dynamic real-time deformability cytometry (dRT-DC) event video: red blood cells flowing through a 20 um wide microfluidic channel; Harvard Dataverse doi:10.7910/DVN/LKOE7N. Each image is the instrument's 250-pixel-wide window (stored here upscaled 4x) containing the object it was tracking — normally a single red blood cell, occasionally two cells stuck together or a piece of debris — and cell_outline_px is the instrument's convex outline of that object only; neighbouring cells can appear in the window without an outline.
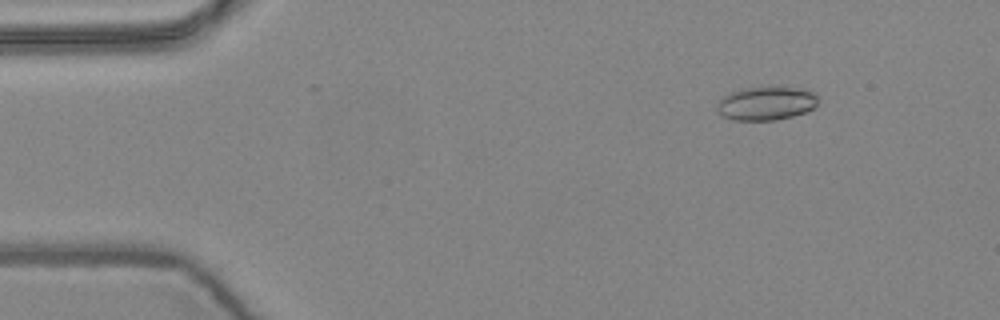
{"species": "common noctule bat (a hibernating species)", "species_latin": "Nyctalus noctula", "temperature_condition": "warm", "stored_images_in_passage": 6, "camera_frame_rate_fps": 3000, "um_per_image_px": 0.085, "animal": {"sex": "female", "body_mass_g": 24.6, "forearm_length_mm": 56.2}, "frame": {"image": 1, "passage_image": 2, "time_ms": 0.333, "image_size_px": [1000, 320], "cell_outline_px": [[820, 100], [812, 108], [804, 112], [792, 116], [776, 120], [732, 120], [720, 116], [716, 108], [716, 104], [720, 96], [728, 92], [740, 88], [768, 84], [804, 88], [816, 92]], "centroid_in_image_um": [65.09, 8.72], "position_along_channel_um": 19.9, "area_um2": 21.04}}